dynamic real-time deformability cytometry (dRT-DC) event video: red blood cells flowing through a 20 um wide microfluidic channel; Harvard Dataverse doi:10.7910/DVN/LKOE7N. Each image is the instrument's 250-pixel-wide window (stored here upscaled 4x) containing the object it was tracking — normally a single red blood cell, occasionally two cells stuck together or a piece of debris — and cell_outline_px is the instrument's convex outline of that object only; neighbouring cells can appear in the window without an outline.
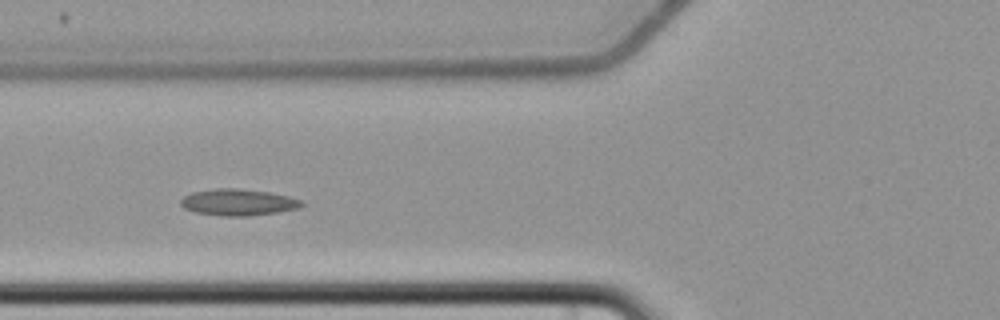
{"species": "common noctule bat (a hibernating species)", "species_latin": "Nyctalus noctula", "temperature_condition": "cold", "stored_images_in_passage": 10, "camera_frame_rate_fps": 3000, "um_per_image_px": 0.085, "animal": {"sex": "female", "body_mass_g": 22.7, "forearm_length_mm": 54.2}, "frame": {"image": 1, "passage_image": 5, "time_ms": 5.667, "image_size_px": [1000, 320], "cell_outline_px": [[304, 204], [300, 208], [276, 212], [248, 216], [220, 216], [196, 212], [184, 208], [180, 204], [180, 200], [184, 196], [192, 192], [216, 188], [236, 188], [268, 192], [288, 196], [304, 200]], "centroid_in_image_um": [20.25, 17.19], "position_along_channel_um": 105.5, "area_um2": 18.73}}
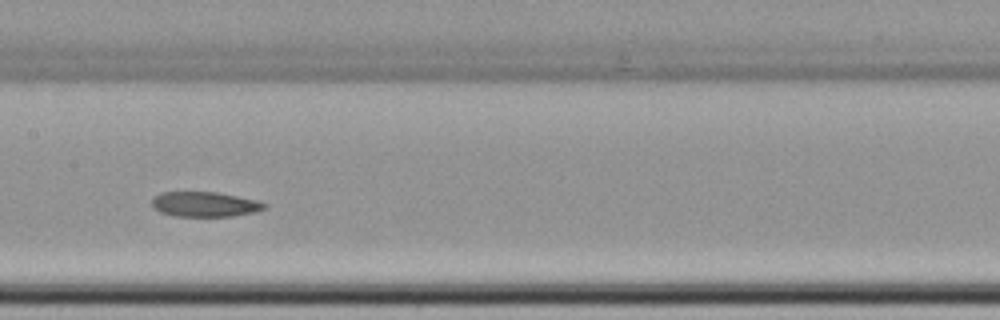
{"frame": {"image": 2, "passage_image": 7, "time_ms": 8.0, "image_size_px": [1000, 320], "cell_outline_px": [[268, 208], [252, 212], [232, 216], [176, 216], [160, 212], [152, 208], [152, 196], [160, 192], [216, 192], [256, 200], [268, 204]], "centroid_in_image_um": [17.37, 17.36], "position_along_channel_um": 190.0, "area_um2": 16.42}}
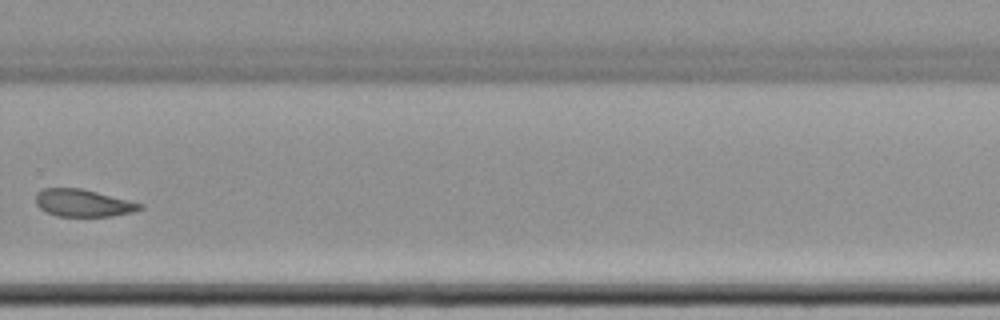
{"frame": {"image": 3, "passage_image": 10, "time_ms": 11.667, "image_size_px": [1000, 320], "cell_outline_px": [[144, 208], [132, 212], [112, 216], [56, 216], [40, 208], [36, 204], [36, 192], [44, 188], [80, 188], [144, 204]], "centroid_in_image_um": [7.06, 17.25], "position_along_channel_um": 322.7, "area_um2": 16.47}}